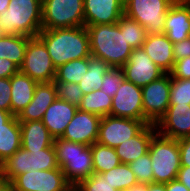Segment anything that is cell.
Wrapping results in <instances>:
<instances>
[{
    "label": "cell",
    "instance_id": "12",
    "mask_svg": "<svg viewBox=\"0 0 190 191\" xmlns=\"http://www.w3.org/2000/svg\"><path fill=\"white\" fill-rule=\"evenodd\" d=\"M67 184L61 168L28 171L12 181L13 191H60Z\"/></svg>",
    "mask_w": 190,
    "mask_h": 191
},
{
    "label": "cell",
    "instance_id": "44",
    "mask_svg": "<svg viewBox=\"0 0 190 191\" xmlns=\"http://www.w3.org/2000/svg\"><path fill=\"white\" fill-rule=\"evenodd\" d=\"M166 191H190L178 179L166 183Z\"/></svg>",
    "mask_w": 190,
    "mask_h": 191
},
{
    "label": "cell",
    "instance_id": "34",
    "mask_svg": "<svg viewBox=\"0 0 190 191\" xmlns=\"http://www.w3.org/2000/svg\"><path fill=\"white\" fill-rule=\"evenodd\" d=\"M135 174L138 183H153L152 162L149 152L128 164Z\"/></svg>",
    "mask_w": 190,
    "mask_h": 191
},
{
    "label": "cell",
    "instance_id": "33",
    "mask_svg": "<svg viewBox=\"0 0 190 191\" xmlns=\"http://www.w3.org/2000/svg\"><path fill=\"white\" fill-rule=\"evenodd\" d=\"M190 104V79L171 76L170 105Z\"/></svg>",
    "mask_w": 190,
    "mask_h": 191
},
{
    "label": "cell",
    "instance_id": "39",
    "mask_svg": "<svg viewBox=\"0 0 190 191\" xmlns=\"http://www.w3.org/2000/svg\"><path fill=\"white\" fill-rule=\"evenodd\" d=\"M170 75L173 78L190 79V56L175 61Z\"/></svg>",
    "mask_w": 190,
    "mask_h": 191
},
{
    "label": "cell",
    "instance_id": "20",
    "mask_svg": "<svg viewBox=\"0 0 190 191\" xmlns=\"http://www.w3.org/2000/svg\"><path fill=\"white\" fill-rule=\"evenodd\" d=\"M77 110L76 105L57 97L47 108L41 121L54 139L61 138Z\"/></svg>",
    "mask_w": 190,
    "mask_h": 191
},
{
    "label": "cell",
    "instance_id": "7",
    "mask_svg": "<svg viewBox=\"0 0 190 191\" xmlns=\"http://www.w3.org/2000/svg\"><path fill=\"white\" fill-rule=\"evenodd\" d=\"M172 0H125L124 15L136 20L147 35L163 34L167 11Z\"/></svg>",
    "mask_w": 190,
    "mask_h": 191
},
{
    "label": "cell",
    "instance_id": "2",
    "mask_svg": "<svg viewBox=\"0 0 190 191\" xmlns=\"http://www.w3.org/2000/svg\"><path fill=\"white\" fill-rule=\"evenodd\" d=\"M85 27L90 38L91 56L113 68H121L129 60L133 48L127 43L125 30H120L117 23Z\"/></svg>",
    "mask_w": 190,
    "mask_h": 191
},
{
    "label": "cell",
    "instance_id": "16",
    "mask_svg": "<svg viewBox=\"0 0 190 191\" xmlns=\"http://www.w3.org/2000/svg\"><path fill=\"white\" fill-rule=\"evenodd\" d=\"M156 128L160 135L171 139L190 137V104L169 105Z\"/></svg>",
    "mask_w": 190,
    "mask_h": 191
},
{
    "label": "cell",
    "instance_id": "22",
    "mask_svg": "<svg viewBox=\"0 0 190 191\" xmlns=\"http://www.w3.org/2000/svg\"><path fill=\"white\" fill-rule=\"evenodd\" d=\"M157 133L155 124L146 125L136 136L115 148L121 163L129 164L148 153L152 137Z\"/></svg>",
    "mask_w": 190,
    "mask_h": 191
},
{
    "label": "cell",
    "instance_id": "53",
    "mask_svg": "<svg viewBox=\"0 0 190 191\" xmlns=\"http://www.w3.org/2000/svg\"><path fill=\"white\" fill-rule=\"evenodd\" d=\"M173 2H184L185 0H172Z\"/></svg>",
    "mask_w": 190,
    "mask_h": 191
},
{
    "label": "cell",
    "instance_id": "25",
    "mask_svg": "<svg viewBox=\"0 0 190 191\" xmlns=\"http://www.w3.org/2000/svg\"><path fill=\"white\" fill-rule=\"evenodd\" d=\"M21 148V127L16 116H12L0 128V165Z\"/></svg>",
    "mask_w": 190,
    "mask_h": 191
},
{
    "label": "cell",
    "instance_id": "47",
    "mask_svg": "<svg viewBox=\"0 0 190 191\" xmlns=\"http://www.w3.org/2000/svg\"><path fill=\"white\" fill-rule=\"evenodd\" d=\"M147 191H166V184H161V183L147 184Z\"/></svg>",
    "mask_w": 190,
    "mask_h": 191
},
{
    "label": "cell",
    "instance_id": "13",
    "mask_svg": "<svg viewBox=\"0 0 190 191\" xmlns=\"http://www.w3.org/2000/svg\"><path fill=\"white\" fill-rule=\"evenodd\" d=\"M110 115L144 121L141 87L124 79L112 97Z\"/></svg>",
    "mask_w": 190,
    "mask_h": 191
},
{
    "label": "cell",
    "instance_id": "29",
    "mask_svg": "<svg viewBox=\"0 0 190 191\" xmlns=\"http://www.w3.org/2000/svg\"><path fill=\"white\" fill-rule=\"evenodd\" d=\"M94 173H104L117 167L121 162L115 148L95 142L91 145Z\"/></svg>",
    "mask_w": 190,
    "mask_h": 191
},
{
    "label": "cell",
    "instance_id": "43",
    "mask_svg": "<svg viewBox=\"0 0 190 191\" xmlns=\"http://www.w3.org/2000/svg\"><path fill=\"white\" fill-rule=\"evenodd\" d=\"M177 179L190 190V166H181Z\"/></svg>",
    "mask_w": 190,
    "mask_h": 191
},
{
    "label": "cell",
    "instance_id": "1",
    "mask_svg": "<svg viewBox=\"0 0 190 191\" xmlns=\"http://www.w3.org/2000/svg\"><path fill=\"white\" fill-rule=\"evenodd\" d=\"M37 37L45 44L56 69L71 60L91 56L90 38L85 26L42 29Z\"/></svg>",
    "mask_w": 190,
    "mask_h": 191
},
{
    "label": "cell",
    "instance_id": "50",
    "mask_svg": "<svg viewBox=\"0 0 190 191\" xmlns=\"http://www.w3.org/2000/svg\"><path fill=\"white\" fill-rule=\"evenodd\" d=\"M10 0H0V13L5 11L9 6Z\"/></svg>",
    "mask_w": 190,
    "mask_h": 191
},
{
    "label": "cell",
    "instance_id": "41",
    "mask_svg": "<svg viewBox=\"0 0 190 191\" xmlns=\"http://www.w3.org/2000/svg\"><path fill=\"white\" fill-rule=\"evenodd\" d=\"M181 166H190V137L178 140Z\"/></svg>",
    "mask_w": 190,
    "mask_h": 191
},
{
    "label": "cell",
    "instance_id": "8",
    "mask_svg": "<svg viewBox=\"0 0 190 191\" xmlns=\"http://www.w3.org/2000/svg\"><path fill=\"white\" fill-rule=\"evenodd\" d=\"M85 26L83 0H42V29Z\"/></svg>",
    "mask_w": 190,
    "mask_h": 191
},
{
    "label": "cell",
    "instance_id": "36",
    "mask_svg": "<svg viewBox=\"0 0 190 191\" xmlns=\"http://www.w3.org/2000/svg\"><path fill=\"white\" fill-rule=\"evenodd\" d=\"M124 79L125 75L122 68L111 67L103 76L101 90L113 97Z\"/></svg>",
    "mask_w": 190,
    "mask_h": 191
},
{
    "label": "cell",
    "instance_id": "46",
    "mask_svg": "<svg viewBox=\"0 0 190 191\" xmlns=\"http://www.w3.org/2000/svg\"><path fill=\"white\" fill-rule=\"evenodd\" d=\"M0 191H13L12 182L0 176Z\"/></svg>",
    "mask_w": 190,
    "mask_h": 191
},
{
    "label": "cell",
    "instance_id": "48",
    "mask_svg": "<svg viewBox=\"0 0 190 191\" xmlns=\"http://www.w3.org/2000/svg\"><path fill=\"white\" fill-rule=\"evenodd\" d=\"M122 191H147V184L138 183Z\"/></svg>",
    "mask_w": 190,
    "mask_h": 191
},
{
    "label": "cell",
    "instance_id": "37",
    "mask_svg": "<svg viewBox=\"0 0 190 191\" xmlns=\"http://www.w3.org/2000/svg\"><path fill=\"white\" fill-rule=\"evenodd\" d=\"M81 191H118L102 174L93 173L79 184Z\"/></svg>",
    "mask_w": 190,
    "mask_h": 191
},
{
    "label": "cell",
    "instance_id": "28",
    "mask_svg": "<svg viewBox=\"0 0 190 191\" xmlns=\"http://www.w3.org/2000/svg\"><path fill=\"white\" fill-rule=\"evenodd\" d=\"M112 97L104 93L101 89L91 91L83 96L78 109L83 112H90L101 118L110 115Z\"/></svg>",
    "mask_w": 190,
    "mask_h": 191
},
{
    "label": "cell",
    "instance_id": "26",
    "mask_svg": "<svg viewBox=\"0 0 190 191\" xmlns=\"http://www.w3.org/2000/svg\"><path fill=\"white\" fill-rule=\"evenodd\" d=\"M31 38L24 35H4L0 39V58H7L20 68L24 60L27 43Z\"/></svg>",
    "mask_w": 190,
    "mask_h": 191
},
{
    "label": "cell",
    "instance_id": "23",
    "mask_svg": "<svg viewBox=\"0 0 190 191\" xmlns=\"http://www.w3.org/2000/svg\"><path fill=\"white\" fill-rule=\"evenodd\" d=\"M21 147L25 150H42L54 146V138L42 121L19 122Z\"/></svg>",
    "mask_w": 190,
    "mask_h": 191
},
{
    "label": "cell",
    "instance_id": "51",
    "mask_svg": "<svg viewBox=\"0 0 190 191\" xmlns=\"http://www.w3.org/2000/svg\"><path fill=\"white\" fill-rule=\"evenodd\" d=\"M184 2L188 5L189 10H190V0H185Z\"/></svg>",
    "mask_w": 190,
    "mask_h": 191
},
{
    "label": "cell",
    "instance_id": "5",
    "mask_svg": "<svg viewBox=\"0 0 190 191\" xmlns=\"http://www.w3.org/2000/svg\"><path fill=\"white\" fill-rule=\"evenodd\" d=\"M148 152L152 162L153 183L166 184L177 179L181 168L178 140L157 132L151 139Z\"/></svg>",
    "mask_w": 190,
    "mask_h": 191
},
{
    "label": "cell",
    "instance_id": "6",
    "mask_svg": "<svg viewBox=\"0 0 190 191\" xmlns=\"http://www.w3.org/2000/svg\"><path fill=\"white\" fill-rule=\"evenodd\" d=\"M60 168L54 146L42 150L18 149L0 165V176L12 182L18 175L33 170Z\"/></svg>",
    "mask_w": 190,
    "mask_h": 191
},
{
    "label": "cell",
    "instance_id": "17",
    "mask_svg": "<svg viewBox=\"0 0 190 191\" xmlns=\"http://www.w3.org/2000/svg\"><path fill=\"white\" fill-rule=\"evenodd\" d=\"M125 0H83L85 26L115 24L124 15Z\"/></svg>",
    "mask_w": 190,
    "mask_h": 191
},
{
    "label": "cell",
    "instance_id": "24",
    "mask_svg": "<svg viewBox=\"0 0 190 191\" xmlns=\"http://www.w3.org/2000/svg\"><path fill=\"white\" fill-rule=\"evenodd\" d=\"M37 81L20 71L10 77L11 113L17 116L33 99Z\"/></svg>",
    "mask_w": 190,
    "mask_h": 191
},
{
    "label": "cell",
    "instance_id": "52",
    "mask_svg": "<svg viewBox=\"0 0 190 191\" xmlns=\"http://www.w3.org/2000/svg\"><path fill=\"white\" fill-rule=\"evenodd\" d=\"M3 36H4V33H3V31H2V29H1V27H0V39H1Z\"/></svg>",
    "mask_w": 190,
    "mask_h": 191
},
{
    "label": "cell",
    "instance_id": "30",
    "mask_svg": "<svg viewBox=\"0 0 190 191\" xmlns=\"http://www.w3.org/2000/svg\"><path fill=\"white\" fill-rule=\"evenodd\" d=\"M88 71V58L71 60L56 69L54 82L79 83Z\"/></svg>",
    "mask_w": 190,
    "mask_h": 191
},
{
    "label": "cell",
    "instance_id": "35",
    "mask_svg": "<svg viewBox=\"0 0 190 191\" xmlns=\"http://www.w3.org/2000/svg\"><path fill=\"white\" fill-rule=\"evenodd\" d=\"M55 84L57 87L58 98L78 107L84 96V93L81 90L79 84L73 82H55Z\"/></svg>",
    "mask_w": 190,
    "mask_h": 191
},
{
    "label": "cell",
    "instance_id": "4",
    "mask_svg": "<svg viewBox=\"0 0 190 191\" xmlns=\"http://www.w3.org/2000/svg\"><path fill=\"white\" fill-rule=\"evenodd\" d=\"M54 147L68 183L79 184L94 173L91 146L56 138Z\"/></svg>",
    "mask_w": 190,
    "mask_h": 191
},
{
    "label": "cell",
    "instance_id": "15",
    "mask_svg": "<svg viewBox=\"0 0 190 191\" xmlns=\"http://www.w3.org/2000/svg\"><path fill=\"white\" fill-rule=\"evenodd\" d=\"M100 121V116L78 109L61 138L91 146L97 141Z\"/></svg>",
    "mask_w": 190,
    "mask_h": 191
},
{
    "label": "cell",
    "instance_id": "19",
    "mask_svg": "<svg viewBox=\"0 0 190 191\" xmlns=\"http://www.w3.org/2000/svg\"><path fill=\"white\" fill-rule=\"evenodd\" d=\"M164 34L173 43H178L190 36V10L185 2H174L167 11Z\"/></svg>",
    "mask_w": 190,
    "mask_h": 191
},
{
    "label": "cell",
    "instance_id": "18",
    "mask_svg": "<svg viewBox=\"0 0 190 191\" xmlns=\"http://www.w3.org/2000/svg\"><path fill=\"white\" fill-rule=\"evenodd\" d=\"M55 82L37 83L32 101L16 116L19 122L40 121L47 108L57 99Z\"/></svg>",
    "mask_w": 190,
    "mask_h": 191
},
{
    "label": "cell",
    "instance_id": "9",
    "mask_svg": "<svg viewBox=\"0 0 190 191\" xmlns=\"http://www.w3.org/2000/svg\"><path fill=\"white\" fill-rule=\"evenodd\" d=\"M19 71L38 83L55 80L56 68L45 44L38 37H32L28 41Z\"/></svg>",
    "mask_w": 190,
    "mask_h": 191
},
{
    "label": "cell",
    "instance_id": "40",
    "mask_svg": "<svg viewBox=\"0 0 190 191\" xmlns=\"http://www.w3.org/2000/svg\"><path fill=\"white\" fill-rule=\"evenodd\" d=\"M175 61L190 56V36L178 43L173 44Z\"/></svg>",
    "mask_w": 190,
    "mask_h": 191
},
{
    "label": "cell",
    "instance_id": "49",
    "mask_svg": "<svg viewBox=\"0 0 190 191\" xmlns=\"http://www.w3.org/2000/svg\"><path fill=\"white\" fill-rule=\"evenodd\" d=\"M60 191H81V190L78 184L69 183Z\"/></svg>",
    "mask_w": 190,
    "mask_h": 191
},
{
    "label": "cell",
    "instance_id": "10",
    "mask_svg": "<svg viewBox=\"0 0 190 191\" xmlns=\"http://www.w3.org/2000/svg\"><path fill=\"white\" fill-rule=\"evenodd\" d=\"M170 88V73L141 87L145 122L156 125L165 115L170 105Z\"/></svg>",
    "mask_w": 190,
    "mask_h": 191
},
{
    "label": "cell",
    "instance_id": "31",
    "mask_svg": "<svg viewBox=\"0 0 190 191\" xmlns=\"http://www.w3.org/2000/svg\"><path fill=\"white\" fill-rule=\"evenodd\" d=\"M101 174L106 177L109 183L118 191L138 184L135 174L130 166L125 163H120L117 167Z\"/></svg>",
    "mask_w": 190,
    "mask_h": 191
},
{
    "label": "cell",
    "instance_id": "14",
    "mask_svg": "<svg viewBox=\"0 0 190 191\" xmlns=\"http://www.w3.org/2000/svg\"><path fill=\"white\" fill-rule=\"evenodd\" d=\"M121 68L124 71L125 79L140 87L159 79L165 74L150 59L143 47L133 49L129 60Z\"/></svg>",
    "mask_w": 190,
    "mask_h": 191
},
{
    "label": "cell",
    "instance_id": "32",
    "mask_svg": "<svg viewBox=\"0 0 190 191\" xmlns=\"http://www.w3.org/2000/svg\"><path fill=\"white\" fill-rule=\"evenodd\" d=\"M117 24L119 25L120 30H125L127 43L133 49L143 46L147 34L146 29L141 24L126 15H123Z\"/></svg>",
    "mask_w": 190,
    "mask_h": 191
},
{
    "label": "cell",
    "instance_id": "21",
    "mask_svg": "<svg viewBox=\"0 0 190 191\" xmlns=\"http://www.w3.org/2000/svg\"><path fill=\"white\" fill-rule=\"evenodd\" d=\"M142 47L150 59L165 73L172 71L175 63L173 43L166 34L147 35Z\"/></svg>",
    "mask_w": 190,
    "mask_h": 191
},
{
    "label": "cell",
    "instance_id": "45",
    "mask_svg": "<svg viewBox=\"0 0 190 191\" xmlns=\"http://www.w3.org/2000/svg\"><path fill=\"white\" fill-rule=\"evenodd\" d=\"M13 116L11 112L0 109V128Z\"/></svg>",
    "mask_w": 190,
    "mask_h": 191
},
{
    "label": "cell",
    "instance_id": "38",
    "mask_svg": "<svg viewBox=\"0 0 190 191\" xmlns=\"http://www.w3.org/2000/svg\"><path fill=\"white\" fill-rule=\"evenodd\" d=\"M0 109L11 112L10 78H0Z\"/></svg>",
    "mask_w": 190,
    "mask_h": 191
},
{
    "label": "cell",
    "instance_id": "11",
    "mask_svg": "<svg viewBox=\"0 0 190 191\" xmlns=\"http://www.w3.org/2000/svg\"><path fill=\"white\" fill-rule=\"evenodd\" d=\"M147 122L130 118L107 115L101 118L97 143L116 148L126 140L136 136Z\"/></svg>",
    "mask_w": 190,
    "mask_h": 191
},
{
    "label": "cell",
    "instance_id": "42",
    "mask_svg": "<svg viewBox=\"0 0 190 191\" xmlns=\"http://www.w3.org/2000/svg\"><path fill=\"white\" fill-rule=\"evenodd\" d=\"M19 72V67L8 60L7 58H0V78H10Z\"/></svg>",
    "mask_w": 190,
    "mask_h": 191
},
{
    "label": "cell",
    "instance_id": "3",
    "mask_svg": "<svg viewBox=\"0 0 190 191\" xmlns=\"http://www.w3.org/2000/svg\"><path fill=\"white\" fill-rule=\"evenodd\" d=\"M0 27L4 35L37 37L42 30V0H10L0 13Z\"/></svg>",
    "mask_w": 190,
    "mask_h": 191
},
{
    "label": "cell",
    "instance_id": "27",
    "mask_svg": "<svg viewBox=\"0 0 190 191\" xmlns=\"http://www.w3.org/2000/svg\"><path fill=\"white\" fill-rule=\"evenodd\" d=\"M110 68L111 67L100 58L93 56L88 57V71L78 83L84 95L89 94L93 90L101 89L103 76Z\"/></svg>",
    "mask_w": 190,
    "mask_h": 191
}]
</instances>
